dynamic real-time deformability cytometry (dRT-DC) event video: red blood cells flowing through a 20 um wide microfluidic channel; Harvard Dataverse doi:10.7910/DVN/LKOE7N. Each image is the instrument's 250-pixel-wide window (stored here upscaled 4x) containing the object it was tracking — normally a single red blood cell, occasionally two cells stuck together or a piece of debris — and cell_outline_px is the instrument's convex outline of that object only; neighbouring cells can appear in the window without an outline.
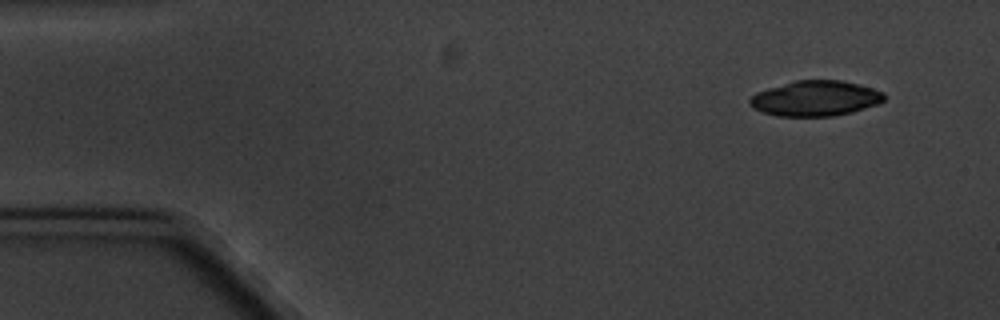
{"species": "common noctule bat (a hibernating species)", "species_latin": "Nyctalus noctula", "temperature_condition": "cold", "stored_images_in_passage": 5, "camera_frame_rate_fps": 3000, "um_per_image_px": 0.085, "animal": {"sex": "male", "body_mass_g": 20.1, "forearm_length_mm": 53.5}, "frame": {"image": 1, "passage_image": 1, "time_ms": 0.0, "image_size_px": [1000, 320], "cell_outline_px": [[884, 100], [876, 104], [852, 112], [832, 116], [776, 116], [752, 108], [748, 104], [748, 100], [756, 92], [768, 88], [796, 80], [840, 80], [872, 88], [884, 92]], "centroid_in_image_um": [69.27, 8.36], "position_along_channel_um": 15.7, "area_um2": 27.51}}